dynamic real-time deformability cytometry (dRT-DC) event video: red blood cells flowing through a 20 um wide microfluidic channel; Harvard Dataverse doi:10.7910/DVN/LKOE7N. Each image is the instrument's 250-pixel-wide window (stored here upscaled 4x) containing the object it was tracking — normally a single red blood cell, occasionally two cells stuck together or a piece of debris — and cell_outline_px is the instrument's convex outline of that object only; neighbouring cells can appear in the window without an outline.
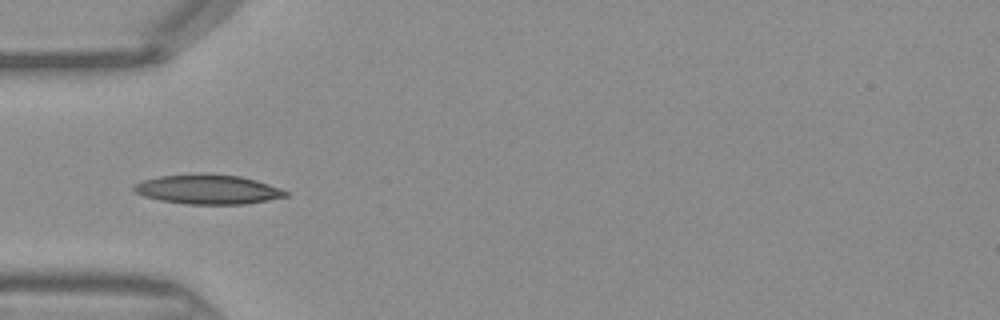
{"species": "Egyptian fruit bat (a non-hibernating species)", "species_latin": "Rousettus aegyptiacus", "temperature_condition": "warm", "stored_images_in_passage": 32, "camera_frame_rate_fps": 3000, "um_per_image_px": 0.085, "frame": {"image": 1, "passage_image": 1, "time_ms": 0.0, "image_size_px": [1000, 320], "cell_outline_px": [[288, 196], [268, 200], [244, 204], [188, 204], [160, 200], [144, 196], [136, 192], [132, 188], [132, 184], [144, 180], [160, 176], [204, 172], [240, 176], [256, 180], [280, 188], [288, 192]], "centroid_in_image_um": [17.66, 16.08], "position_along_channel_um": 67.3, "area_um2": 26.24}}
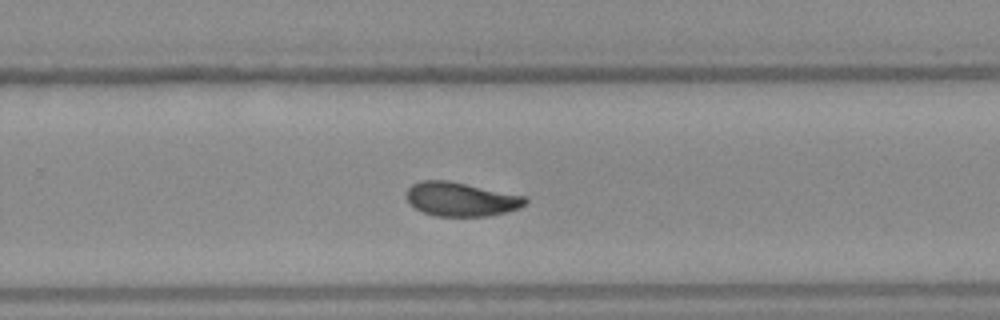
{"frame": {"image": 2, "passage_image": 16, "time_ms": 5.0, "image_size_px": [1000, 320], "cell_outline_px": [[528, 200], [520, 208], [504, 212], [484, 216], [436, 216], [424, 212], [416, 208], [404, 196], [408, 188], [412, 184], [420, 180], [448, 180], [524, 196]], "centroid_in_image_um": [39.14, 16.92], "position_along_channel_um": 290.7, "area_um2": 23.29}}
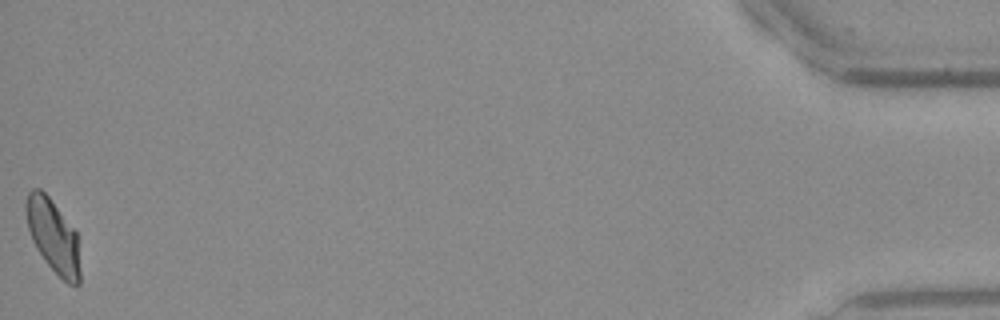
{"frame": {"image": 3, "passage_image": 32, "time_ms": 10.333, "image_size_px": [1000, 320], "cell_outline_px": [[80, 284], [68, 284], [44, 260], [36, 248], [32, 240], [28, 228], [24, 208], [28, 192], [32, 188], [40, 188], [48, 196], [76, 232], [80, 272]], "centroid_in_image_um": [4.49, 20.04], "position_along_channel_um": 430.7, "area_um2": 22.77}}